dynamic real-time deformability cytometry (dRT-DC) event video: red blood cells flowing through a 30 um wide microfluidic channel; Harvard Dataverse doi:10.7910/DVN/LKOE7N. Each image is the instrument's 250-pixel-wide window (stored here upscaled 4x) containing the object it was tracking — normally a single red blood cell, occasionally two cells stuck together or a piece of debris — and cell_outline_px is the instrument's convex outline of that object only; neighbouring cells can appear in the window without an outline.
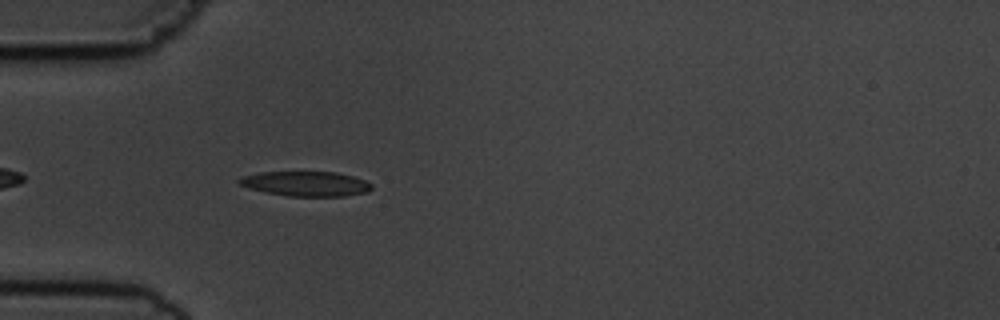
{"species": "common noctule bat (a hibernating species)", "species_latin": "Nyctalus noctula", "temperature_condition": "cold", "stored_images_in_passage": 39, "camera_frame_rate_fps": 3000, "um_per_image_px": 0.085, "animal": {"sex": "male", "body_mass_g": 19.5, "forearm_length_mm": 54.6}, "frame": {"image": 1, "passage_image": 3, "time_ms": 0.667, "image_size_px": [1000, 320], "cell_outline_px": [[372, 188], [368, 192], [344, 196], [288, 196], [264, 192], [236, 184], [236, 180], [244, 176], [260, 172], [336, 172], [352, 176], [364, 180], [372, 184]], "centroid_in_image_um": [25.98, 15.62], "position_along_channel_um": 59.0, "area_um2": 19.19}}
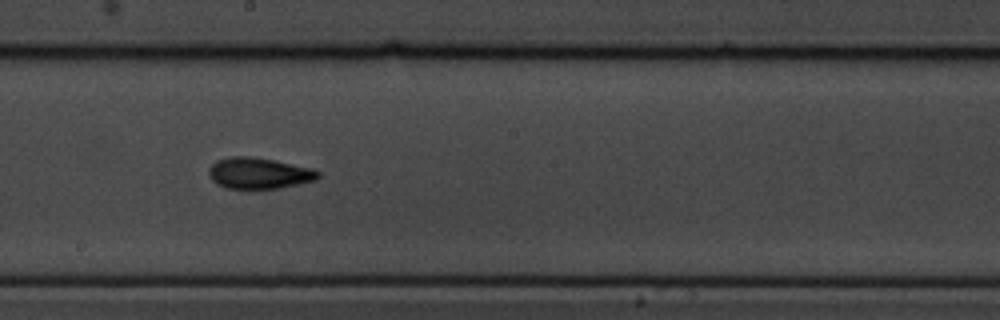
{"frame": {"image": 2, "passage_image": 17, "time_ms": 5.333, "image_size_px": [1000, 320], "cell_outline_px": [[320, 176], [316, 180], [280, 188], [228, 188], [216, 184], [208, 176], [208, 168], [216, 160], [228, 156], [252, 156], [312, 168], [320, 172]], "centroid_in_image_um": [21.98, 14.71], "position_along_channel_um": 226.2, "area_um2": 19.88}}
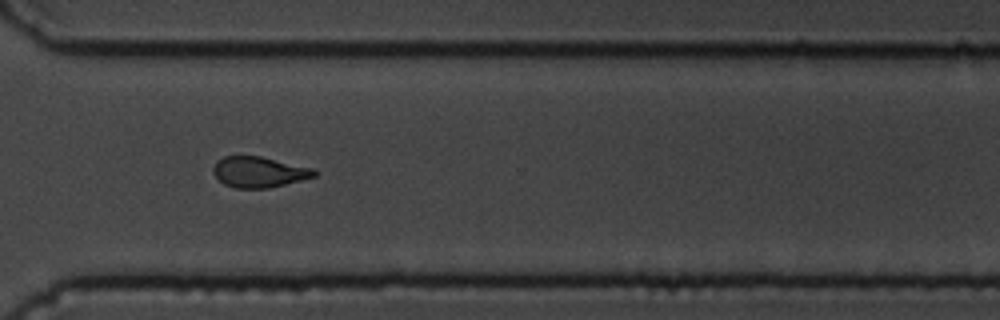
{"frame": {"image": 3, "passage_image": 27, "time_ms": 8.667, "image_size_px": [1000, 320], "cell_outline_px": [[320, 172], [316, 176], [268, 188], [236, 188], [224, 184], [212, 172], [212, 168], [216, 160], [224, 156], [260, 156], [316, 168]], "centroid_in_image_um": [22.04, 14.61], "position_along_channel_um": 348.6, "area_um2": 18.26}, "authors_computed_cell_mechanics": {"area_um2": 18.6694, "velocity_mm_per_s": 3.6804, "shape_relaxation_time_tau1_ms": 4.1919, "shape_relaxation_time_tau2_ms": 1.7436, "deformation_change_tau1": 0.1498, "deformation_change_tau2": 0.0842}}